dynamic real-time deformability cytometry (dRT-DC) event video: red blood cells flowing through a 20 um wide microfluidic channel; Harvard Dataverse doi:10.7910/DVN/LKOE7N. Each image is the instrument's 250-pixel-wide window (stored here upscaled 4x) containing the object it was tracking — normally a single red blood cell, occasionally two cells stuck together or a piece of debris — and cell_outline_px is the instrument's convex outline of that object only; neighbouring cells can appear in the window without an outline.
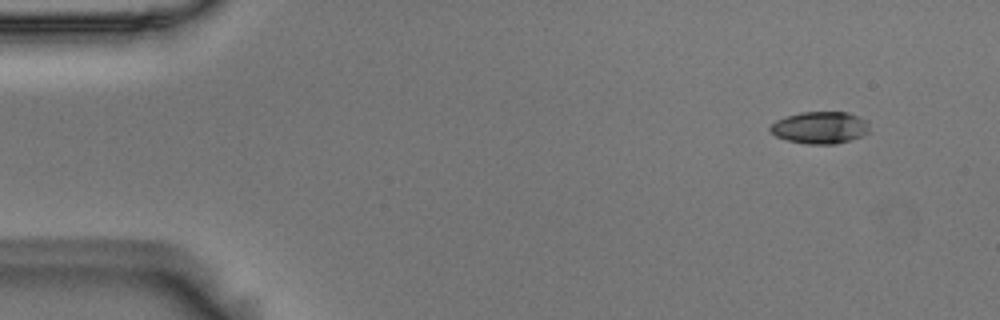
{"species": "Egyptian fruit bat (a non-hibernating species)", "species_latin": "Rousettus aegyptiacus", "temperature_condition": "room temperature", "stored_images_in_passage": 5, "camera_frame_rate_fps": 3000, "um_per_image_px": 0.085, "animal": {"sex": "male"}, "frame": {"image": 1, "passage_image": 5, "time_ms": 1.333, "image_size_px": [1000, 320], "cell_outline_px": [[868, 132], [860, 136], [836, 144], [808, 144], [788, 140], [776, 136], [768, 128], [776, 120], [784, 116], [800, 112], [848, 112], [864, 120], [868, 128]], "centroid_in_image_um": [69.64, 10.84], "position_along_channel_um": 15.4, "area_um2": 18.26}}